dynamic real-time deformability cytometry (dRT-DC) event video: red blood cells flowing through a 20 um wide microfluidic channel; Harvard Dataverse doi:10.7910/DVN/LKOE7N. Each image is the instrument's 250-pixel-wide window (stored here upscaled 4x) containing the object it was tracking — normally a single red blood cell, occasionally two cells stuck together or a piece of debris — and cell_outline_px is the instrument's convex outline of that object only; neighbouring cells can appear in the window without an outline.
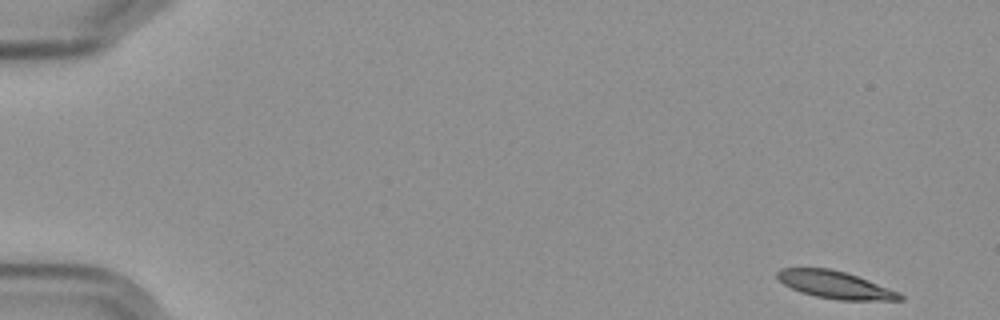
{"species": "Egyptian fruit bat (a non-hibernating species)", "species_latin": "Rousettus aegyptiacus", "temperature_condition": "cold", "stored_images_in_passage": 5, "camera_frame_rate_fps": 3000, "um_per_image_px": 0.085, "frame": {"image": 1, "passage_image": 1, "time_ms": 0.0, "image_size_px": [1000, 320], "cell_outline_px": [[904, 300], [840, 300], [816, 296], [800, 292], [784, 284], [776, 276], [776, 272], [780, 268], [828, 268], [844, 272], [868, 280], [900, 292], [904, 296]], "centroid_in_image_um": [71.0, 24.21], "position_along_channel_um": 14.0, "area_um2": 19.42}}
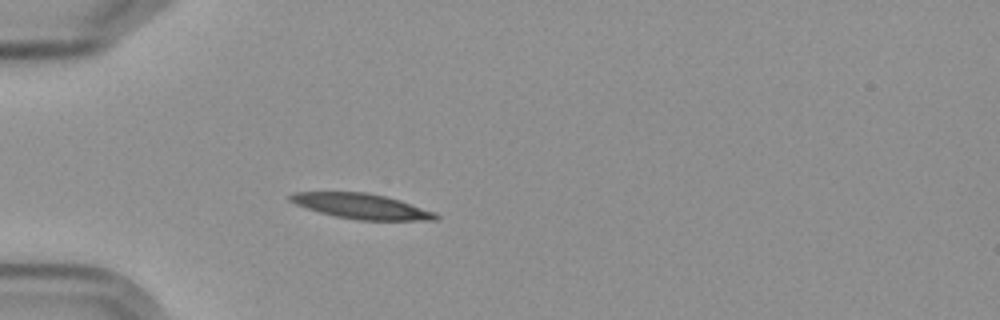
{"frame": {"image": 2, "passage_image": 5, "time_ms": 4.667, "image_size_px": [1000, 320], "cell_outline_px": [[440, 216], [436, 220], [360, 220], [336, 216], [320, 212], [296, 204], [288, 200], [288, 196], [292, 192], [364, 192], [384, 196], [400, 200], [436, 212]], "centroid_in_image_um": [30.74, 17.52], "position_along_channel_um": 54.3, "area_um2": 21.21}}